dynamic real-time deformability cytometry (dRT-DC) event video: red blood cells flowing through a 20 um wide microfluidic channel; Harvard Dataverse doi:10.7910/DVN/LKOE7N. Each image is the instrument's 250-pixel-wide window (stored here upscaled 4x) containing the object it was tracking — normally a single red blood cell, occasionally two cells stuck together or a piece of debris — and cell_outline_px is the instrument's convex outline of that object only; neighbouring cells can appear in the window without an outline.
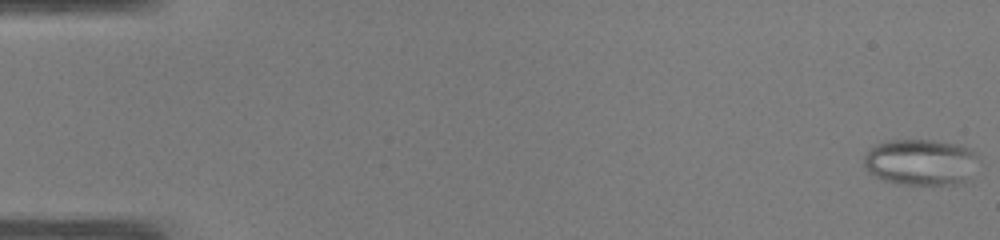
{"species": "common noctule bat (a hibernating species)", "species_latin": "Nyctalus noctula", "temperature_condition": "warm", "stored_images_in_passage": 50, "camera_frame_rate_fps": 3000, "um_per_image_px": 0.085, "animal": {"sex": "male", "body_mass_g": 19.0, "forearm_length_mm": 50.8}, "frame": {"image": 1, "passage_image": 1, "time_ms": 0.0, "image_size_px": [1000, 240], "cell_outline_px": [[980, 160], [964, 180], [956, 184], [900, 184], [884, 180], [868, 172], [864, 168], [864, 156], [876, 144], [888, 140], [932, 140], [960, 144], [976, 152]], "centroid_in_image_um": [78.25, 13.76], "position_along_channel_um": 6.7, "area_um2": 30.75}}
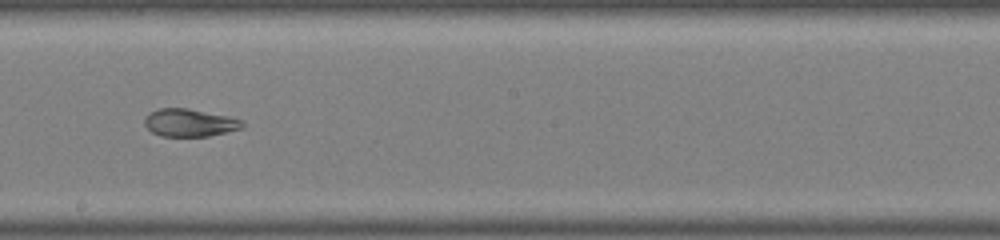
{"frame": {"image": 2, "passage_image": 29, "time_ms": 9.333, "image_size_px": [1000, 240], "cell_outline_px": [[244, 124], [240, 128], [208, 136], [160, 136], [152, 132], [144, 124], [144, 116], [148, 112], [160, 108], [188, 108], [228, 116], [244, 120]], "centroid_in_image_um": [16.07, 10.42], "position_along_channel_um": 232.1, "area_um2": 15.78}}
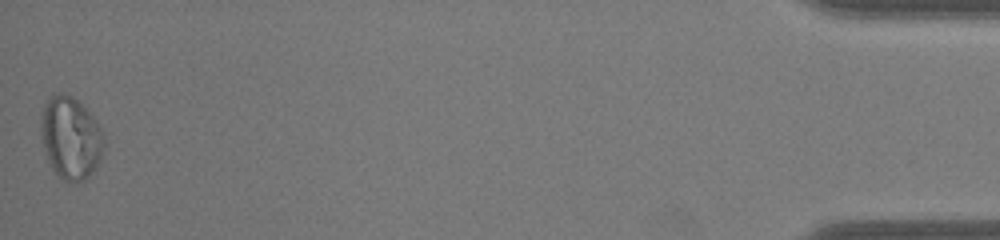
{"frame": {"image": 3, "passage_image": 50, "time_ms": 16.333, "image_size_px": [1000, 240], "cell_outline_px": [[104, 144], [100, 160], [96, 168], [84, 180], [64, 180], [52, 168], [48, 160], [44, 144], [40, 124], [40, 116], [44, 104], [48, 96], [56, 92], [72, 96], [92, 116], [100, 128], [104, 136]], "centroid_in_image_um": [6.0, 11.68], "position_along_channel_um": 429.2, "area_um2": 29.77}, "authors_computed_cell_mechanics": {"area_um2": 23.987, "velocity_mm_per_s": 4.0932, "shape_relaxation_time_tau1_ms": null, "shape_relaxation_time_tau2_ms": 1.1975, "deformation_change_tau1": null, "deformation_change_tau2": 0.0589}}